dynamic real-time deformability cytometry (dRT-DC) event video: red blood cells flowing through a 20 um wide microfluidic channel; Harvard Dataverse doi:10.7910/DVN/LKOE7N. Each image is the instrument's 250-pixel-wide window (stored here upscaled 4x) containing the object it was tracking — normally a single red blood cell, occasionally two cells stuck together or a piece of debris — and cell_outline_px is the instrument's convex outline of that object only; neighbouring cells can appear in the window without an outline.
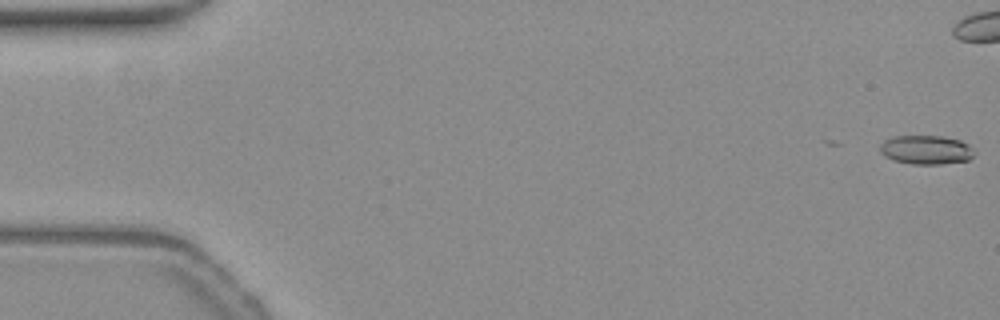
{"species": "common noctule bat (a hibernating species)", "species_latin": "Nyctalus noctula", "temperature_condition": "warm", "stored_images_in_passage": 14, "camera_frame_rate_fps": 3000, "um_per_image_px": 0.085, "animal": {"sex": "female", "body_mass_g": 19.3, "forearm_length_mm": 54.1}, "frame": {"image": 1, "passage_image": 1, "time_ms": 0.0, "image_size_px": [1000, 320], "cell_outline_px": [[972, 156], [968, 160], [940, 164], [912, 164], [896, 160], [884, 156], [880, 152], [880, 144], [884, 140], [892, 136], [940, 136], [960, 140], [968, 144], [972, 148]], "centroid_in_image_um": [78.68, 12.72], "position_along_channel_um": 6.3, "area_um2": 15.78}}